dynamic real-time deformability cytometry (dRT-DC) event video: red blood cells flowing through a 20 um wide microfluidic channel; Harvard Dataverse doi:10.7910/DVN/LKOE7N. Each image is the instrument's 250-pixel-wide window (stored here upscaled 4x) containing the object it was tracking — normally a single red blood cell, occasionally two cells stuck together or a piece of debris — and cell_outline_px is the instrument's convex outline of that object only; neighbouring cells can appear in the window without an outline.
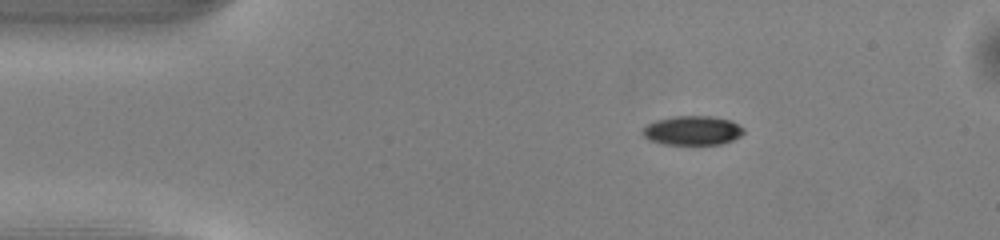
{"species": "common noctule bat (a hibernating species)", "species_latin": "Nyctalus noctula", "temperature_condition": "warm", "stored_images_in_passage": 43, "camera_frame_rate_fps": 3000, "um_per_image_px": 0.085, "animal": {"sex": "male", "body_mass_g": 13.0, "forearm_length_mm": 53.1}, "frame": {"image": 1, "passage_image": 1, "time_ms": 0.0, "image_size_px": [1000, 240], "cell_outline_px": [[744, 132], [740, 136], [732, 140], [720, 144], [664, 144], [648, 140], [640, 132], [648, 124], [656, 120], [676, 116], [712, 116], [732, 120], [744, 128]], "centroid_in_image_um": [58.87, 11.09], "position_along_channel_um": 26.1, "area_um2": 17.22}}
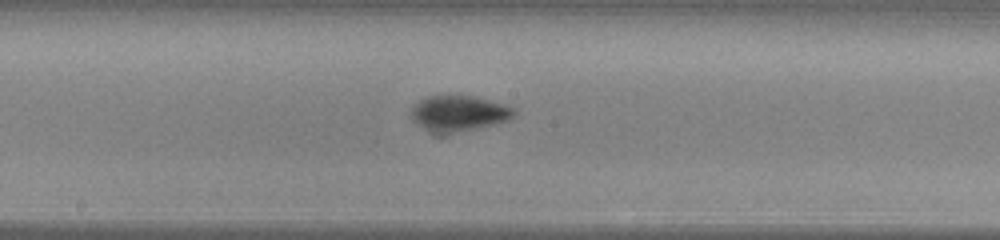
{"frame": {"image": 2, "passage_image": 19, "time_ms": 6.0, "image_size_px": [1000, 240], "cell_outline_px": [[516, 112], [508, 120], [444, 136], [440, 136], [428, 132], [416, 124], [412, 120], [412, 104], [428, 96], [472, 96], [504, 104], [512, 108]], "centroid_in_image_um": [38.91, 9.67], "position_along_channel_um": 209.3, "area_um2": 21.56}}
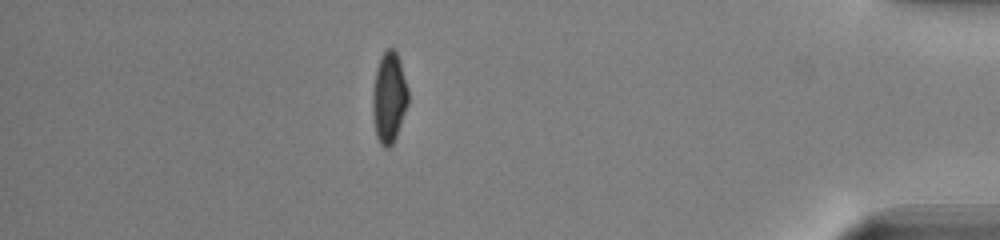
{"frame": {"image": 3, "passage_image": 37, "time_ms": 12.0, "image_size_px": [1000, 240], "cell_outline_px": [[408, 104], [396, 136], [392, 144], [388, 148], [384, 148], [380, 144], [376, 136], [372, 112], [372, 92], [376, 68], [380, 56], [388, 48], [396, 48], [400, 60], [408, 88]], "centroid_in_image_um": [33.06, 8.26], "position_along_channel_um": 402.1, "area_um2": 19.07}, "authors_computed_cell_mechanics": {"area_um2": 19.0162, "velocity_mm_per_s": 4.0422, "shape_relaxation_time_tau1_ms": 2.2354, "shape_relaxation_time_tau2_ms": 7.3471, "deformation_change_tau1": 0.1294, "deformation_change_tau2": 0.1076}}